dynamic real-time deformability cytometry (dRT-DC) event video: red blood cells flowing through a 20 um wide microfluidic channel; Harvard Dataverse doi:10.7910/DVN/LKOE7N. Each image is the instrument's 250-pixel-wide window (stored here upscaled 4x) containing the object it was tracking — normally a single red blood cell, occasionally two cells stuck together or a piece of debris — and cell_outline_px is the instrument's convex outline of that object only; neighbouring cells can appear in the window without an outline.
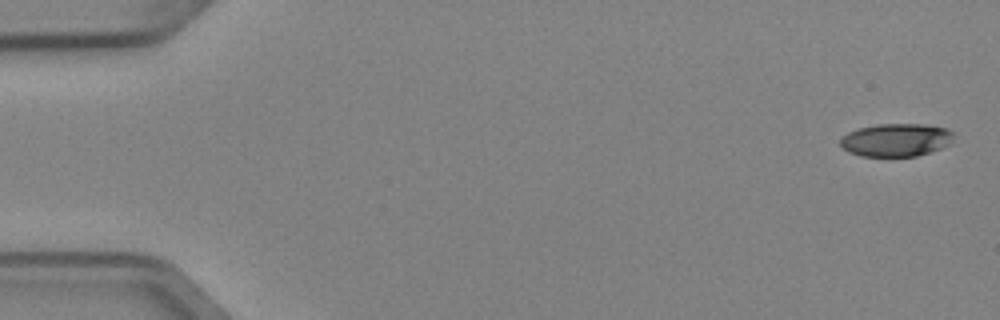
{"species": "Egyptian fruit bat (a non-hibernating species)", "species_latin": "Rousettus aegyptiacus", "temperature_condition": "cold", "stored_images_in_passage": 4, "camera_frame_rate_fps": 3000, "um_per_image_px": 0.085, "animal": {"sex": "female"}, "frame": {"image": 1, "passage_image": 1, "time_ms": 0.0, "image_size_px": [1000, 320], "cell_outline_px": [[956, 132], [952, 144], [916, 156], [860, 156], [848, 152], [840, 144], [840, 136], [848, 132], [860, 128], [880, 124], [924, 124], [948, 128]], "centroid_in_image_um": [76.21, 11.89], "position_along_channel_um": 8.8, "area_um2": 22.02}}